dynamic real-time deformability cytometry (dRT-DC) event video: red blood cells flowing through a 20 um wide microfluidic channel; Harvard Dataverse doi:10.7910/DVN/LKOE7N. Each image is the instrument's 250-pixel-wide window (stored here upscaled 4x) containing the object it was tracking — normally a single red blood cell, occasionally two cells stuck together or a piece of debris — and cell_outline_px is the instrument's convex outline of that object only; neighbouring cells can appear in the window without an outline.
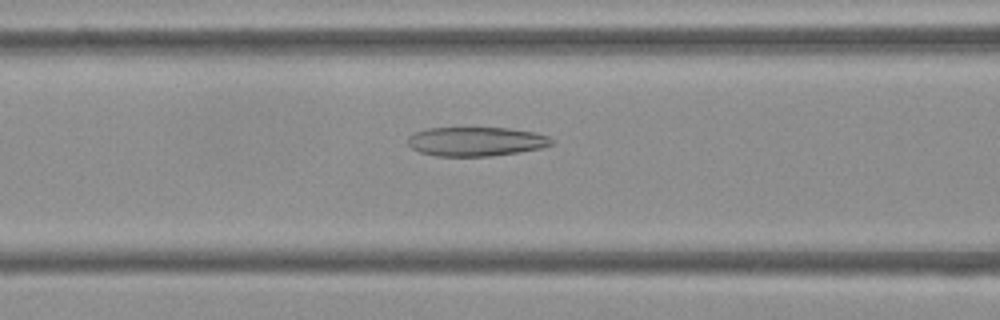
{"species": "Egyptian fruit bat (a non-hibernating species)", "species_latin": "Rousettus aegyptiacus", "temperature_condition": "cold", "stored_images_in_passage": 53, "camera_frame_rate_fps": 3000, "um_per_image_px": 0.085, "frame": {"image": 1, "passage_image": 21, "time_ms": 6.667, "image_size_px": [1000, 320], "cell_outline_px": [[552, 144], [540, 148], [520, 152], [492, 156], [436, 156], [420, 152], [412, 148], [408, 144], [408, 136], [416, 132], [428, 128], [508, 128], [536, 132], [548, 136], [552, 140]], "centroid_in_image_um": [40.46, 12.03], "position_along_channel_um": 126.1, "area_um2": 24.39}}
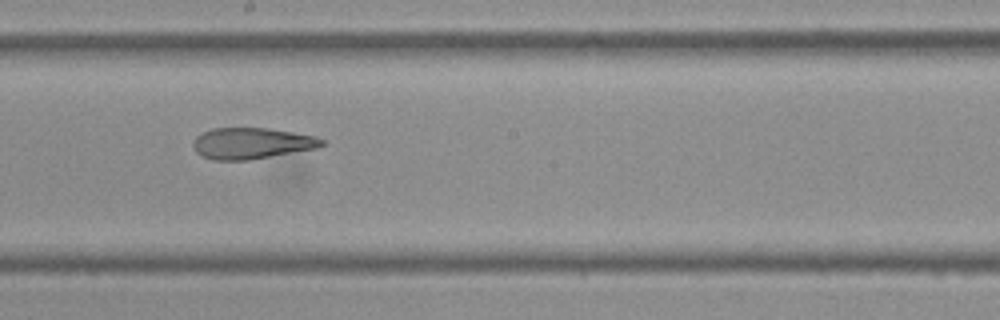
{"frame": {"image": 2, "passage_image": 29, "time_ms": 9.333, "image_size_px": [1000, 320], "cell_outline_px": [[324, 144], [320, 148], [248, 160], [212, 160], [200, 156], [196, 152], [192, 144], [192, 140], [196, 136], [212, 128], [268, 128], [316, 136], [324, 140]], "centroid_in_image_um": [21.38, 12.19], "position_along_channel_um": 226.8, "area_um2": 23.58}}
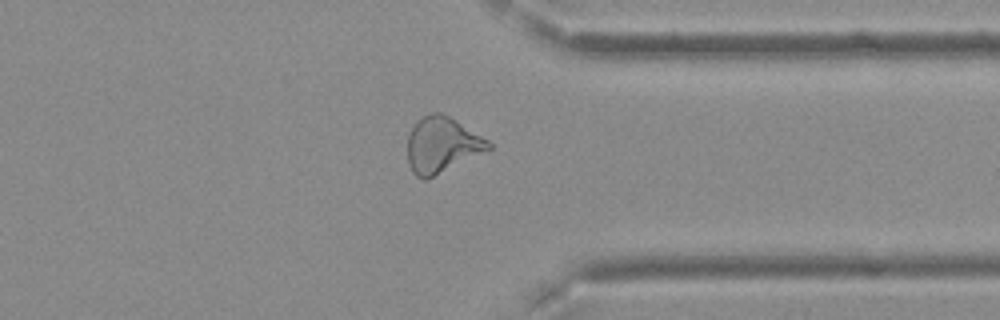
{"frame": {"image": 3, "passage_image": 41, "time_ms": 13.333, "image_size_px": [1000, 320], "cell_outline_px": [[492, 148], [424, 180], [416, 176], [412, 172], [408, 164], [408, 136], [412, 128], [424, 116], [432, 112], [440, 112], [456, 120], [488, 140], [492, 144]], "centroid_in_image_um": [37.55, 12.31], "position_along_channel_um": 373.9, "area_um2": 25.72}, "authors_computed_cell_mechanics": {"area_um2": 27.2238, "velocity_mm_per_s": 3.7713, "shape_relaxation_time_tau1_ms": null, "shape_relaxation_time_tau2_ms": 2.8379, "deformation_change_tau1": null, "deformation_change_tau2": 0.113}}